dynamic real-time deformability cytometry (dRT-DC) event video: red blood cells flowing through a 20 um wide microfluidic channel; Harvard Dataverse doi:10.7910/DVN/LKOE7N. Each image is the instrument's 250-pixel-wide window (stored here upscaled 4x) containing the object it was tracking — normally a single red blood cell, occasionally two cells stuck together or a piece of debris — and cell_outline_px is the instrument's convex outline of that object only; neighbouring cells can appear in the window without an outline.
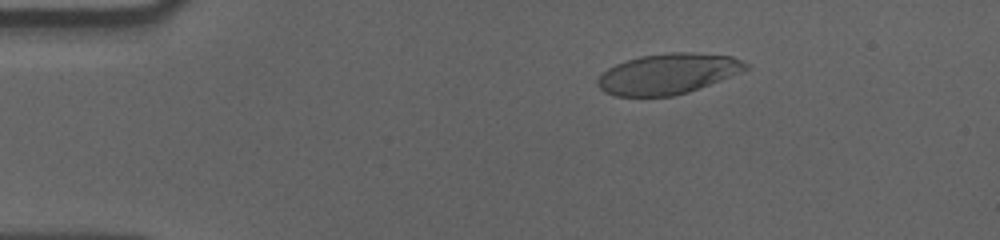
{"species": "human", "species_latin": "Homo sapiens", "temperature_condition": "cold", "stored_images_in_passage": 55, "camera_frame_rate_fps": 3000, "um_per_image_px": 0.085, "donor": {"sex": "male"}, "frame": {"image": 1, "passage_image": 7, "time_ms": 2.0, "image_size_px": [1000, 240], "cell_outline_px": [[748, 68], [740, 72], [688, 92], [672, 96], [616, 96], [604, 92], [596, 84], [596, 80], [608, 68], [616, 64], [640, 56], [668, 52], [696, 52], [732, 56], [748, 64]], "centroid_in_image_um": [56.75, 6.27], "position_along_channel_um": 28.3, "area_um2": 34.74}}
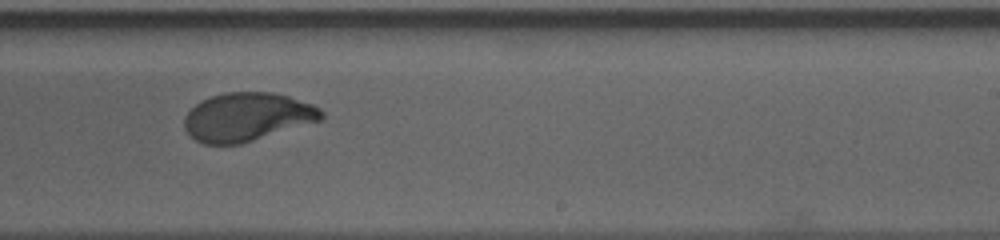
{"frame": {"image": 2, "passage_image": 33, "time_ms": 10.667, "image_size_px": [1000, 240], "cell_outline_px": [[324, 116], [320, 120], [240, 144], [204, 144], [196, 140], [184, 128], [184, 116], [200, 100], [224, 92], [272, 92], [288, 96], [312, 104], [320, 108], [324, 112]], "centroid_in_image_um": [20.99, 9.93], "position_along_channel_um": 268.0, "area_um2": 38.44}}
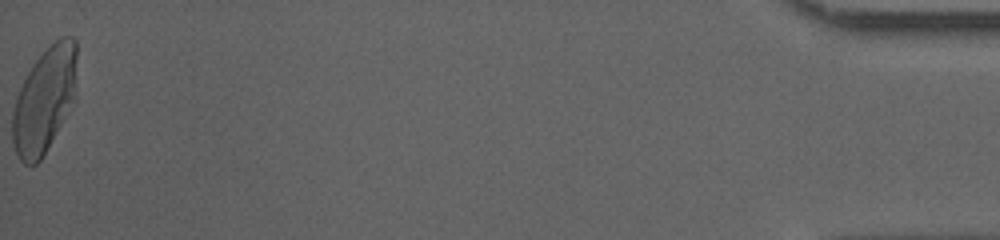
{"frame": {"image": 3, "passage_image": 55, "time_ms": 18.0, "image_size_px": [1000, 240], "cell_outline_px": [[76, 96], [40, 160], [36, 164], [24, 164], [20, 160], [16, 152], [12, 140], [12, 112], [16, 96], [32, 64], [60, 36], [72, 36], [76, 40]], "centroid_in_image_um": [3.77, 8.48], "position_along_channel_um": 431.4, "area_um2": 39.02}, "authors_computed_cell_mechanics": {"area_um2": 38.4948, "velocity_mm_per_s": 3.5432, "shape_relaxation_time_tau1_ms": 4.7392, "shape_relaxation_time_tau2_ms": null, "deformation_change_tau1": 0.1897, "deformation_change_tau2": null}}